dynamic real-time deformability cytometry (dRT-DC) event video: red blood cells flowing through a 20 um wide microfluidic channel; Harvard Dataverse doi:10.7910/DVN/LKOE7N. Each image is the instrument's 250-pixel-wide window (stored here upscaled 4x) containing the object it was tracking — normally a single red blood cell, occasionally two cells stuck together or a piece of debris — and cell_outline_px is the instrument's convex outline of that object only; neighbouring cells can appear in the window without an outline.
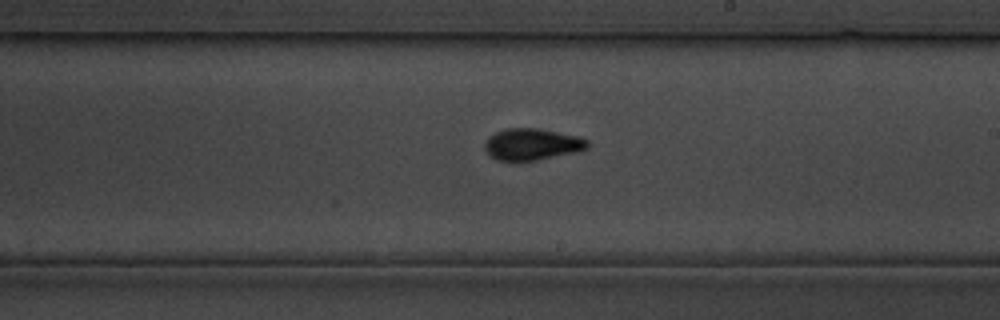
{"species": "common noctule bat (a hibernating species)", "species_latin": "Nyctalus noctula", "temperature_condition": "cold", "stored_images_in_passage": 17, "camera_frame_rate_fps": 3000, "um_per_image_px": 0.085, "animal": {"sex": "male", "body_mass_g": 19.5, "forearm_length_mm": 54.6}, "frame": {"image": 1, "passage_image": 10, "time_ms": 11.333, "image_size_px": [1000, 320], "cell_outline_px": [[588, 148], [580, 152], [536, 160], [512, 164], [496, 160], [488, 156], [484, 148], [484, 144], [488, 136], [496, 132], [508, 128], [536, 128], [580, 136], [588, 140]], "centroid_in_image_um": [45.19, 12.31], "position_along_channel_um": 243.8, "area_um2": 19.71}}